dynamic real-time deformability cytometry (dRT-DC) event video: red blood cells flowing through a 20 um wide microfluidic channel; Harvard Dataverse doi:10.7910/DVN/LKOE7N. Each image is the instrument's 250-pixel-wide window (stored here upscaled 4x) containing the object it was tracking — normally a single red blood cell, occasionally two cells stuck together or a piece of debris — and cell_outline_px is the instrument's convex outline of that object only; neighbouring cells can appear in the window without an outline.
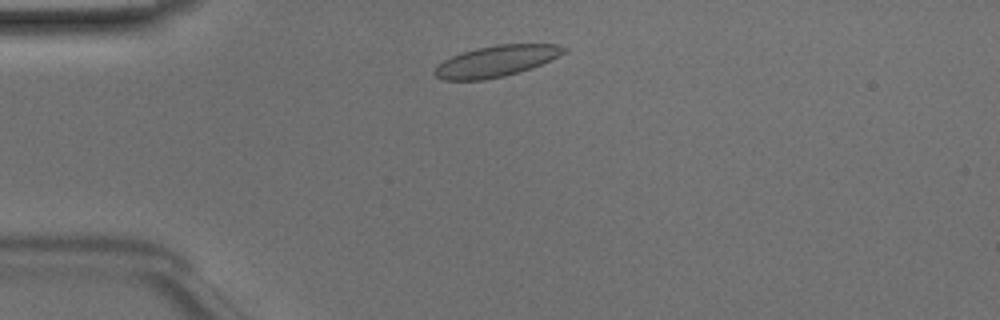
{"species": "Egyptian fruit bat (a non-hibernating species)", "species_latin": "Rousettus aegyptiacus", "temperature_condition": "room temperature", "stored_images_in_passage": 42, "camera_frame_rate_fps": 3000, "um_per_image_px": 0.085, "animal": {"sex": "male"}, "frame": {"image": 1, "passage_image": 5, "time_ms": 1.333, "image_size_px": [1000, 320], "cell_outline_px": [[568, 48], [564, 52], [532, 68], [520, 72], [504, 76], [484, 80], [444, 80], [436, 76], [432, 72], [436, 64], [452, 56], [476, 48], [496, 44], [556, 44]], "centroid_in_image_um": [42.12, 5.2], "position_along_channel_um": 42.9, "area_um2": 23.35}}
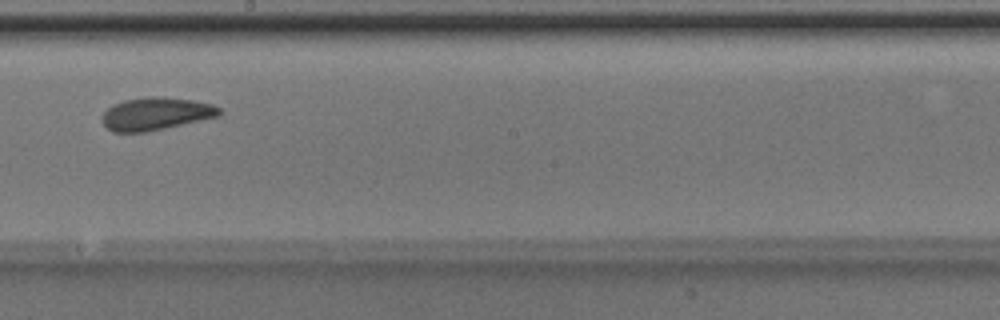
{"frame": {"image": 2, "passage_image": 21, "time_ms": 6.667, "image_size_px": [1000, 320], "cell_outline_px": [[220, 116], [164, 128], [144, 132], [112, 132], [100, 120], [104, 112], [112, 104], [124, 100], [148, 96], [160, 96], [192, 100], [212, 104], [220, 108]], "centroid_in_image_um": [13.22, 9.66], "position_along_channel_um": 235.0, "area_um2": 22.31}}
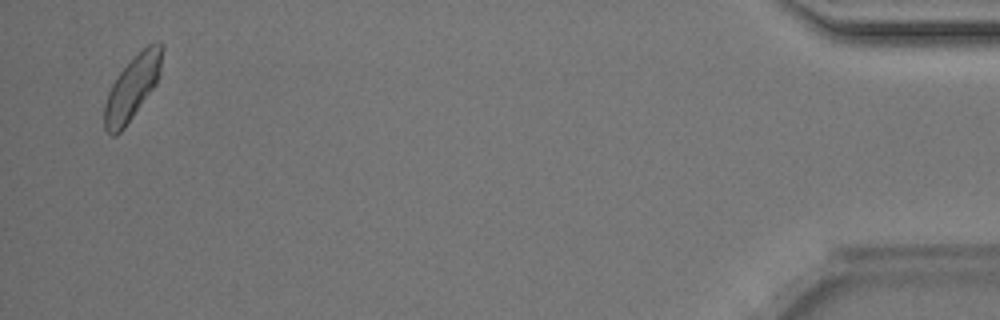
{"frame": {"image": 3, "passage_image": 41, "time_ms": 13.333, "image_size_px": [1000, 320], "cell_outline_px": [[164, 48], [160, 72], [156, 84], [124, 128], [116, 136], [112, 136], [104, 128], [104, 104], [108, 92], [112, 84], [120, 72], [148, 44], [156, 40], [160, 40], [164, 44]], "centroid_in_image_um": [11.26, 7.43], "position_along_channel_um": 423.9, "area_um2": 21.27}, "authors_computed_cell_mechanics": {"area_um2": 22.0796, "velocity_mm_per_s": 4.069, "shape_relaxation_time_tau1_ms": 2.7552, "shape_relaxation_time_tau2_ms": 1.1807, "deformation_change_tau1": 0.0855, "deformation_change_tau2": 0.0505}}